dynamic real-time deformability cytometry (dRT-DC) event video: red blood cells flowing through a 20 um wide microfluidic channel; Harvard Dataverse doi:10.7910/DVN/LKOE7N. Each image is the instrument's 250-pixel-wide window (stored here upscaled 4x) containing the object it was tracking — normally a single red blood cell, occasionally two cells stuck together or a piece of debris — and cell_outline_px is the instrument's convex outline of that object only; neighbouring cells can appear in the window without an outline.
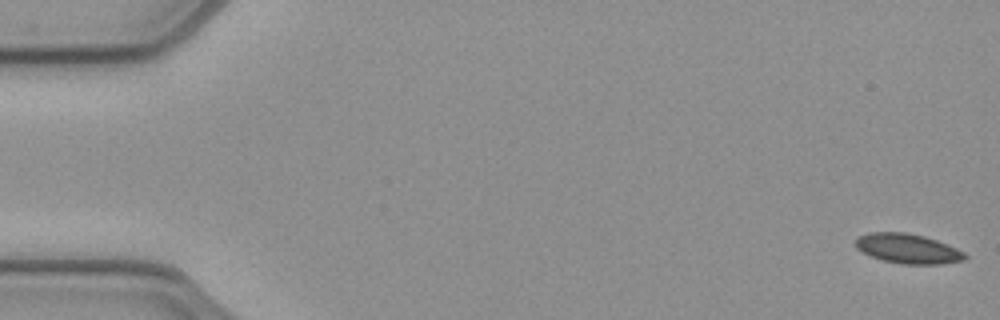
{"species": "common noctule bat (a hibernating species)", "species_latin": "Nyctalus noctula", "temperature_condition": "cold", "stored_images_in_passage": 52, "camera_frame_rate_fps": 3000, "um_per_image_px": 0.085, "animal": {"sex": "female", "body_mass_g": 21.9}, "frame": {"image": 1, "passage_image": 1, "time_ms": 0.0, "image_size_px": [1000, 320], "cell_outline_px": [[968, 256], [964, 260], [940, 264], [904, 264], [884, 260], [872, 256], [856, 248], [856, 236], [868, 232], [904, 232], [924, 236], [936, 240], [956, 248], [964, 252]], "centroid_in_image_um": [77.16, 21.12], "position_along_channel_um": 7.8, "area_um2": 18.79}}
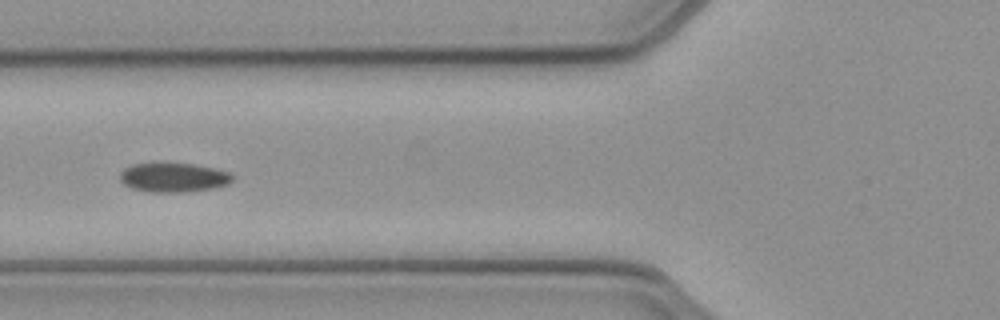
{"frame": {"image": 2, "passage_image": 20, "time_ms": 6.333, "image_size_px": [1000, 320], "cell_outline_px": [[232, 180], [228, 184], [212, 188], [188, 192], [148, 192], [132, 188], [124, 184], [120, 180], [120, 172], [124, 168], [132, 164], [152, 160], [192, 164], [216, 168], [232, 172]], "centroid_in_image_um": [14.7, 15.04], "position_along_channel_um": 111.1, "area_um2": 20.0}}
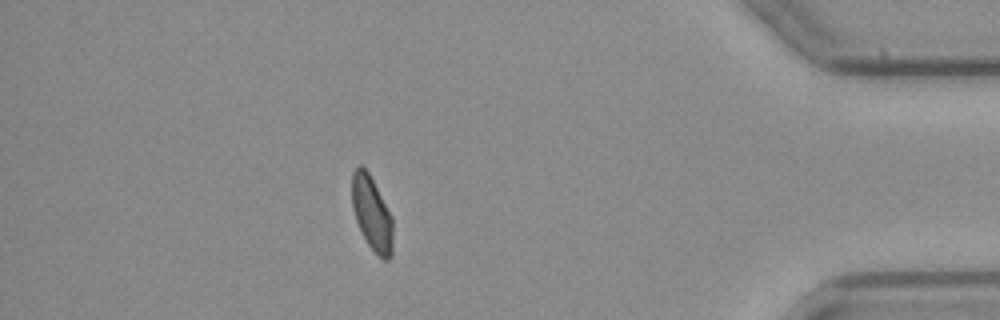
{"frame": {"image": 3, "passage_image": 46, "time_ms": 15.0, "image_size_px": [1000, 320], "cell_outline_px": [[392, 256], [388, 260], [384, 260], [368, 244], [356, 220], [352, 208], [352, 172], [360, 164], [368, 172], [392, 216]], "centroid_in_image_um": [31.6, 18.13], "position_along_channel_um": 403.6, "area_um2": 17.34}, "authors_computed_cell_mechanics": {"area_um2": 18.8428, "velocity_mm_per_s": 3.9091, "shape_relaxation_time_tau1_ms": null, "shape_relaxation_time_tau2_ms": 2.6894, "deformation_change_tau1": null, "deformation_change_tau2": 0.0797}}